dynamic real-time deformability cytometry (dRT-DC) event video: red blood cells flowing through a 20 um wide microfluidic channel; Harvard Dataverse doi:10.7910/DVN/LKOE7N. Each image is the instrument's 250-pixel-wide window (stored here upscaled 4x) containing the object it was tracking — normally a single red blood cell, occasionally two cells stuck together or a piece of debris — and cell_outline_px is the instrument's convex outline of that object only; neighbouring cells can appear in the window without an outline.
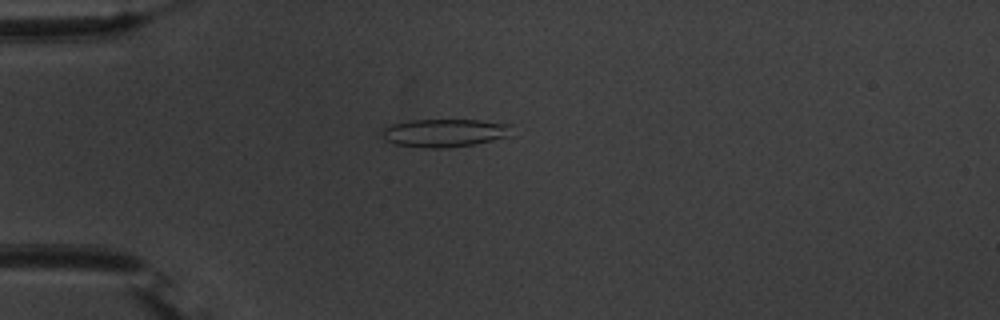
{"species": "common noctule bat (a hibernating species)", "species_latin": "Nyctalus noctula", "temperature_condition": "warm", "stored_images_in_passage": 44, "camera_frame_rate_fps": 3000, "um_per_image_px": 0.085, "animal": {"sex": "male", "body_mass_g": 20.1, "forearm_length_mm": 53.5}, "frame": {"image": 1, "passage_image": 5, "time_ms": 1.333, "image_size_px": [1000, 320], "cell_outline_px": [[512, 136], [476, 144], [448, 148], [424, 148], [396, 144], [384, 140], [384, 128], [392, 124], [408, 120], [480, 120], [512, 124]], "centroid_in_image_um": [37.87, 11.3], "position_along_channel_um": 47.1, "area_um2": 21.44}}
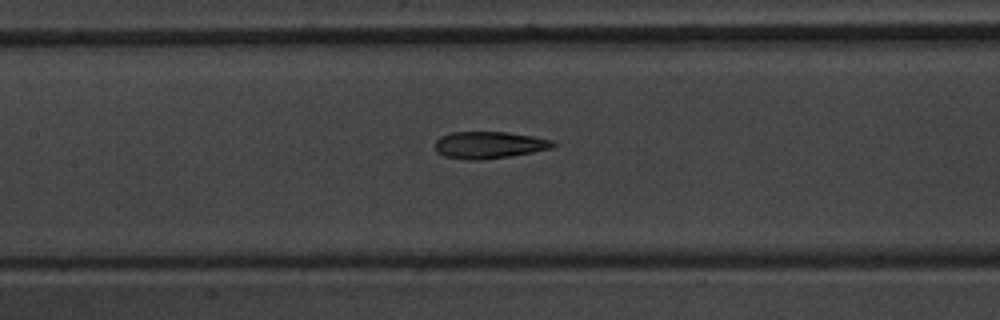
{"frame": {"image": 2, "passage_image": 16, "time_ms": 5.0, "image_size_px": [1000, 320], "cell_outline_px": [[556, 144], [552, 148], [532, 152], [508, 156], [480, 160], [468, 160], [444, 156], [436, 152], [436, 140], [440, 136], [452, 132], [508, 132], [532, 136], [552, 140]], "centroid_in_image_um": [41.55, 12.32], "position_along_channel_um": 165.8, "area_um2": 18.44}}
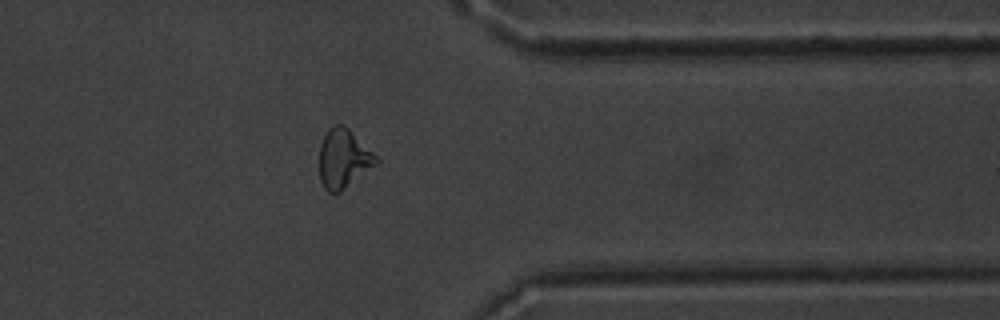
{"frame": {"image": 3, "passage_image": 34, "time_ms": 11.0, "image_size_px": [1000, 320], "cell_outline_px": [[380, 164], [340, 192], [328, 192], [324, 188], [320, 180], [320, 144], [328, 128], [336, 124], [344, 124], [380, 160]], "centroid_in_image_um": [29.22, 13.5], "position_along_channel_um": 382.2, "area_um2": 19.65}, "authors_computed_cell_mechanics": {"area_um2": 19.5075, "velocity_mm_per_s": 3.7346, "shape_relaxation_time_tau1_ms": null, "shape_relaxation_time_tau2_ms": 2.5892, "deformation_change_tau1": null, "deformation_change_tau2": 0.114}}